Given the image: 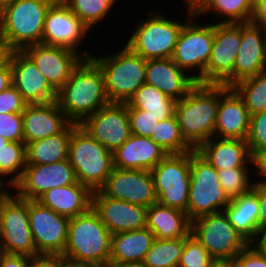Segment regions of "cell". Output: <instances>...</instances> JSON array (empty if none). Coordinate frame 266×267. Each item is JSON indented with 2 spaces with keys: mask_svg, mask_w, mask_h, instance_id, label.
I'll return each mask as SVG.
<instances>
[{
  "mask_svg": "<svg viewBox=\"0 0 266 267\" xmlns=\"http://www.w3.org/2000/svg\"><path fill=\"white\" fill-rule=\"evenodd\" d=\"M30 230L37 255L62 256L67 242L69 218L37 200H28Z\"/></svg>",
  "mask_w": 266,
  "mask_h": 267,
  "instance_id": "5bb4252c",
  "label": "cell"
},
{
  "mask_svg": "<svg viewBox=\"0 0 266 267\" xmlns=\"http://www.w3.org/2000/svg\"><path fill=\"white\" fill-rule=\"evenodd\" d=\"M15 0H0V10L4 7V6H6V5H8V4H10V3H13Z\"/></svg>",
  "mask_w": 266,
  "mask_h": 267,
  "instance_id": "6125c7cd",
  "label": "cell"
},
{
  "mask_svg": "<svg viewBox=\"0 0 266 267\" xmlns=\"http://www.w3.org/2000/svg\"><path fill=\"white\" fill-rule=\"evenodd\" d=\"M241 43V23H214L213 47L205 84L233 86L234 62Z\"/></svg>",
  "mask_w": 266,
  "mask_h": 267,
  "instance_id": "4fadbf2b",
  "label": "cell"
},
{
  "mask_svg": "<svg viewBox=\"0 0 266 267\" xmlns=\"http://www.w3.org/2000/svg\"><path fill=\"white\" fill-rule=\"evenodd\" d=\"M29 256L0 251V267H28Z\"/></svg>",
  "mask_w": 266,
  "mask_h": 267,
  "instance_id": "681fc988",
  "label": "cell"
},
{
  "mask_svg": "<svg viewBox=\"0 0 266 267\" xmlns=\"http://www.w3.org/2000/svg\"><path fill=\"white\" fill-rule=\"evenodd\" d=\"M197 151L217 170L252 166L246 140L212 137Z\"/></svg>",
  "mask_w": 266,
  "mask_h": 267,
  "instance_id": "83f0119b",
  "label": "cell"
},
{
  "mask_svg": "<svg viewBox=\"0 0 266 267\" xmlns=\"http://www.w3.org/2000/svg\"><path fill=\"white\" fill-rule=\"evenodd\" d=\"M151 139L167 154H184L194 150L184 140L175 114L158 123Z\"/></svg>",
  "mask_w": 266,
  "mask_h": 267,
  "instance_id": "74e56055",
  "label": "cell"
},
{
  "mask_svg": "<svg viewBox=\"0 0 266 267\" xmlns=\"http://www.w3.org/2000/svg\"><path fill=\"white\" fill-rule=\"evenodd\" d=\"M266 70V28L241 23V43L234 62L233 85Z\"/></svg>",
  "mask_w": 266,
  "mask_h": 267,
  "instance_id": "7402d4cb",
  "label": "cell"
},
{
  "mask_svg": "<svg viewBox=\"0 0 266 267\" xmlns=\"http://www.w3.org/2000/svg\"><path fill=\"white\" fill-rule=\"evenodd\" d=\"M12 85L27 104L57 100V92L24 51H13L10 58Z\"/></svg>",
  "mask_w": 266,
  "mask_h": 267,
  "instance_id": "ffe728a7",
  "label": "cell"
},
{
  "mask_svg": "<svg viewBox=\"0 0 266 267\" xmlns=\"http://www.w3.org/2000/svg\"><path fill=\"white\" fill-rule=\"evenodd\" d=\"M250 115L243 99L232 87L219 85V106L214 137L246 140Z\"/></svg>",
  "mask_w": 266,
  "mask_h": 267,
  "instance_id": "603a6c76",
  "label": "cell"
},
{
  "mask_svg": "<svg viewBox=\"0 0 266 267\" xmlns=\"http://www.w3.org/2000/svg\"><path fill=\"white\" fill-rule=\"evenodd\" d=\"M0 136L14 142H24L22 113L0 114Z\"/></svg>",
  "mask_w": 266,
  "mask_h": 267,
  "instance_id": "ee69618b",
  "label": "cell"
},
{
  "mask_svg": "<svg viewBox=\"0 0 266 267\" xmlns=\"http://www.w3.org/2000/svg\"><path fill=\"white\" fill-rule=\"evenodd\" d=\"M80 126L112 153L132 134L126 103L110 102L87 117Z\"/></svg>",
  "mask_w": 266,
  "mask_h": 267,
  "instance_id": "2e32d148",
  "label": "cell"
},
{
  "mask_svg": "<svg viewBox=\"0 0 266 267\" xmlns=\"http://www.w3.org/2000/svg\"><path fill=\"white\" fill-rule=\"evenodd\" d=\"M112 154L115 168L149 171L168 155L151 138L134 134Z\"/></svg>",
  "mask_w": 266,
  "mask_h": 267,
  "instance_id": "484cf974",
  "label": "cell"
},
{
  "mask_svg": "<svg viewBox=\"0 0 266 267\" xmlns=\"http://www.w3.org/2000/svg\"><path fill=\"white\" fill-rule=\"evenodd\" d=\"M10 192L0 200V251L37 256L29 224L28 200Z\"/></svg>",
  "mask_w": 266,
  "mask_h": 267,
  "instance_id": "30bf717a",
  "label": "cell"
},
{
  "mask_svg": "<svg viewBox=\"0 0 266 267\" xmlns=\"http://www.w3.org/2000/svg\"><path fill=\"white\" fill-rule=\"evenodd\" d=\"M214 258L205 247L190 234L185 239L184 249L178 267H210Z\"/></svg>",
  "mask_w": 266,
  "mask_h": 267,
  "instance_id": "60d3db41",
  "label": "cell"
},
{
  "mask_svg": "<svg viewBox=\"0 0 266 267\" xmlns=\"http://www.w3.org/2000/svg\"><path fill=\"white\" fill-rule=\"evenodd\" d=\"M203 0H184L187 5L185 8L195 9Z\"/></svg>",
  "mask_w": 266,
  "mask_h": 267,
  "instance_id": "680465c9",
  "label": "cell"
},
{
  "mask_svg": "<svg viewBox=\"0 0 266 267\" xmlns=\"http://www.w3.org/2000/svg\"><path fill=\"white\" fill-rule=\"evenodd\" d=\"M166 17L156 11H150L149 15L147 12L124 45L146 60L172 58L185 22Z\"/></svg>",
  "mask_w": 266,
  "mask_h": 267,
  "instance_id": "ba28073f",
  "label": "cell"
},
{
  "mask_svg": "<svg viewBox=\"0 0 266 267\" xmlns=\"http://www.w3.org/2000/svg\"><path fill=\"white\" fill-rule=\"evenodd\" d=\"M258 206L259 184L254 183L249 192L232 199L224 210L236 231L249 243H252L258 234Z\"/></svg>",
  "mask_w": 266,
  "mask_h": 267,
  "instance_id": "4dcf8cb0",
  "label": "cell"
},
{
  "mask_svg": "<svg viewBox=\"0 0 266 267\" xmlns=\"http://www.w3.org/2000/svg\"><path fill=\"white\" fill-rule=\"evenodd\" d=\"M146 227L158 239H176L191 234V221L187 213L159 202L148 207Z\"/></svg>",
  "mask_w": 266,
  "mask_h": 267,
  "instance_id": "f546056e",
  "label": "cell"
},
{
  "mask_svg": "<svg viewBox=\"0 0 266 267\" xmlns=\"http://www.w3.org/2000/svg\"><path fill=\"white\" fill-rule=\"evenodd\" d=\"M36 64L52 88L58 92L84 57L77 51L45 45H30L23 50Z\"/></svg>",
  "mask_w": 266,
  "mask_h": 267,
  "instance_id": "d6986e66",
  "label": "cell"
},
{
  "mask_svg": "<svg viewBox=\"0 0 266 267\" xmlns=\"http://www.w3.org/2000/svg\"><path fill=\"white\" fill-rule=\"evenodd\" d=\"M90 58L103 73L109 102H128L145 83L147 60L126 45L111 55H92Z\"/></svg>",
  "mask_w": 266,
  "mask_h": 267,
  "instance_id": "5b68a950",
  "label": "cell"
},
{
  "mask_svg": "<svg viewBox=\"0 0 266 267\" xmlns=\"http://www.w3.org/2000/svg\"><path fill=\"white\" fill-rule=\"evenodd\" d=\"M112 233L93 207L69 219L67 242L61 257L106 267L109 264Z\"/></svg>",
  "mask_w": 266,
  "mask_h": 267,
  "instance_id": "3957f363",
  "label": "cell"
},
{
  "mask_svg": "<svg viewBox=\"0 0 266 267\" xmlns=\"http://www.w3.org/2000/svg\"><path fill=\"white\" fill-rule=\"evenodd\" d=\"M13 51L9 43L0 35V68L6 66L10 62Z\"/></svg>",
  "mask_w": 266,
  "mask_h": 267,
  "instance_id": "f5cc1de1",
  "label": "cell"
},
{
  "mask_svg": "<svg viewBox=\"0 0 266 267\" xmlns=\"http://www.w3.org/2000/svg\"><path fill=\"white\" fill-rule=\"evenodd\" d=\"M77 182L74 168L68 159L49 164H26L22 177L13 186L16 195L37 200L46 191Z\"/></svg>",
  "mask_w": 266,
  "mask_h": 267,
  "instance_id": "e0dca14e",
  "label": "cell"
},
{
  "mask_svg": "<svg viewBox=\"0 0 266 267\" xmlns=\"http://www.w3.org/2000/svg\"><path fill=\"white\" fill-rule=\"evenodd\" d=\"M231 202L219 182V175L197 150L190 151V187L187 216L193 220L224 211Z\"/></svg>",
  "mask_w": 266,
  "mask_h": 267,
  "instance_id": "52a82bcc",
  "label": "cell"
},
{
  "mask_svg": "<svg viewBox=\"0 0 266 267\" xmlns=\"http://www.w3.org/2000/svg\"><path fill=\"white\" fill-rule=\"evenodd\" d=\"M252 12L253 0H203L194 9L197 17L216 13L222 20L219 23H247L250 22Z\"/></svg>",
  "mask_w": 266,
  "mask_h": 267,
  "instance_id": "836d02e7",
  "label": "cell"
},
{
  "mask_svg": "<svg viewBox=\"0 0 266 267\" xmlns=\"http://www.w3.org/2000/svg\"><path fill=\"white\" fill-rule=\"evenodd\" d=\"M252 167H256V172L250 174H258L260 180H254L255 184L266 186V150L258 151L252 156ZM261 176V177H260Z\"/></svg>",
  "mask_w": 266,
  "mask_h": 267,
  "instance_id": "7dc6e473",
  "label": "cell"
},
{
  "mask_svg": "<svg viewBox=\"0 0 266 267\" xmlns=\"http://www.w3.org/2000/svg\"><path fill=\"white\" fill-rule=\"evenodd\" d=\"M258 233L266 232V186L259 185Z\"/></svg>",
  "mask_w": 266,
  "mask_h": 267,
  "instance_id": "816d5d0a",
  "label": "cell"
},
{
  "mask_svg": "<svg viewBox=\"0 0 266 267\" xmlns=\"http://www.w3.org/2000/svg\"><path fill=\"white\" fill-rule=\"evenodd\" d=\"M28 267H61V256L37 255L29 257Z\"/></svg>",
  "mask_w": 266,
  "mask_h": 267,
  "instance_id": "c3c4849f",
  "label": "cell"
},
{
  "mask_svg": "<svg viewBox=\"0 0 266 267\" xmlns=\"http://www.w3.org/2000/svg\"><path fill=\"white\" fill-rule=\"evenodd\" d=\"M232 88L243 99L250 116L266 111V70L237 82Z\"/></svg>",
  "mask_w": 266,
  "mask_h": 267,
  "instance_id": "8d00e7d4",
  "label": "cell"
},
{
  "mask_svg": "<svg viewBox=\"0 0 266 267\" xmlns=\"http://www.w3.org/2000/svg\"><path fill=\"white\" fill-rule=\"evenodd\" d=\"M56 0H15L0 10V35L14 51L42 43L43 25Z\"/></svg>",
  "mask_w": 266,
  "mask_h": 267,
  "instance_id": "277c9868",
  "label": "cell"
},
{
  "mask_svg": "<svg viewBox=\"0 0 266 267\" xmlns=\"http://www.w3.org/2000/svg\"><path fill=\"white\" fill-rule=\"evenodd\" d=\"M106 267H144L142 264H108Z\"/></svg>",
  "mask_w": 266,
  "mask_h": 267,
  "instance_id": "94428289",
  "label": "cell"
},
{
  "mask_svg": "<svg viewBox=\"0 0 266 267\" xmlns=\"http://www.w3.org/2000/svg\"><path fill=\"white\" fill-rule=\"evenodd\" d=\"M247 144L251 155L266 150V111L258 112L250 116Z\"/></svg>",
  "mask_w": 266,
  "mask_h": 267,
  "instance_id": "7bdbcfd3",
  "label": "cell"
},
{
  "mask_svg": "<svg viewBox=\"0 0 266 267\" xmlns=\"http://www.w3.org/2000/svg\"><path fill=\"white\" fill-rule=\"evenodd\" d=\"M188 16L175 46L172 60L181 69L190 74L199 84H205V69L209 62L214 39V22L202 24L196 22L193 9L187 8ZM194 69V71H193Z\"/></svg>",
  "mask_w": 266,
  "mask_h": 267,
  "instance_id": "9c48e42d",
  "label": "cell"
},
{
  "mask_svg": "<svg viewBox=\"0 0 266 267\" xmlns=\"http://www.w3.org/2000/svg\"><path fill=\"white\" fill-rule=\"evenodd\" d=\"M155 239L147 227L112 234L109 264H142Z\"/></svg>",
  "mask_w": 266,
  "mask_h": 267,
  "instance_id": "f1b7e54d",
  "label": "cell"
},
{
  "mask_svg": "<svg viewBox=\"0 0 266 267\" xmlns=\"http://www.w3.org/2000/svg\"><path fill=\"white\" fill-rule=\"evenodd\" d=\"M82 22L93 29L97 22L107 17L116 0H62Z\"/></svg>",
  "mask_w": 266,
  "mask_h": 267,
  "instance_id": "f35d334b",
  "label": "cell"
},
{
  "mask_svg": "<svg viewBox=\"0 0 266 267\" xmlns=\"http://www.w3.org/2000/svg\"><path fill=\"white\" fill-rule=\"evenodd\" d=\"M237 267H266V258L249 243L237 256Z\"/></svg>",
  "mask_w": 266,
  "mask_h": 267,
  "instance_id": "bcb514c9",
  "label": "cell"
},
{
  "mask_svg": "<svg viewBox=\"0 0 266 267\" xmlns=\"http://www.w3.org/2000/svg\"><path fill=\"white\" fill-rule=\"evenodd\" d=\"M77 125L71 123L59 134L25 143L26 164H49L68 159L71 133Z\"/></svg>",
  "mask_w": 266,
  "mask_h": 267,
  "instance_id": "1f68e13d",
  "label": "cell"
},
{
  "mask_svg": "<svg viewBox=\"0 0 266 267\" xmlns=\"http://www.w3.org/2000/svg\"><path fill=\"white\" fill-rule=\"evenodd\" d=\"M88 32L90 29L82 20L62 0H56L46 14L42 44L67 48L90 58L92 53L82 52L78 47Z\"/></svg>",
  "mask_w": 266,
  "mask_h": 267,
  "instance_id": "9a60e30c",
  "label": "cell"
},
{
  "mask_svg": "<svg viewBox=\"0 0 266 267\" xmlns=\"http://www.w3.org/2000/svg\"><path fill=\"white\" fill-rule=\"evenodd\" d=\"M26 105L27 103L13 85L0 93V114L23 113Z\"/></svg>",
  "mask_w": 266,
  "mask_h": 267,
  "instance_id": "f6af8a7d",
  "label": "cell"
},
{
  "mask_svg": "<svg viewBox=\"0 0 266 267\" xmlns=\"http://www.w3.org/2000/svg\"><path fill=\"white\" fill-rule=\"evenodd\" d=\"M126 105L146 110L161 122L175 114L176 100L165 95L155 86L144 83L126 102Z\"/></svg>",
  "mask_w": 266,
  "mask_h": 267,
  "instance_id": "d6a6232c",
  "label": "cell"
},
{
  "mask_svg": "<svg viewBox=\"0 0 266 267\" xmlns=\"http://www.w3.org/2000/svg\"><path fill=\"white\" fill-rule=\"evenodd\" d=\"M0 179V200L10 191V187ZM7 189V190H6Z\"/></svg>",
  "mask_w": 266,
  "mask_h": 267,
  "instance_id": "91938a15",
  "label": "cell"
},
{
  "mask_svg": "<svg viewBox=\"0 0 266 267\" xmlns=\"http://www.w3.org/2000/svg\"><path fill=\"white\" fill-rule=\"evenodd\" d=\"M191 234L214 259L235 258L249 244L230 223L225 211L193 220Z\"/></svg>",
  "mask_w": 266,
  "mask_h": 267,
  "instance_id": "7c38bea8",
  "label": "cell"
},
{
  "mask_svg": "<svg viewBox=\"0 0 266 267\" xmlns=\"http://www.w3.org/2000/svg\"><path fill=\"white\" fill-rule=\"evenodd\" d=\"M104 195L134 205L150 207L158 202L154 180L149 170L113 168L99 189Z\"/></svg>",
  "mask_w": 266,
  "mask_h": 267,
  "instance_id": "ac0fdd59",
  "label": "cell"
},
{
  "mask_svg": "<svg viewBox=\"0 0 266 267\" xmlns=\"http://www.w3.org/2000/svg\"><path fill=\"white\" fill-rule=\"evenodd\" d=\"M250 22L266 28V0H253V12Z\"/></svg>",
  "mask_w": 266,
  "mask_h": 267,
  "instance_id": "f907efd6",
  "label": "cell"
},
{
  "mask_svg": "<svg viewBox=\"0 0 266 267\" xmlns=\"http://www.w3.org/2000/svg\"><path fill=\"white\" fill-rule=\"evenodd\" d=\"M252 244L266 258V232L258 233Z\"/></svg>",
  "mask_w": 266,
  "mask_h": 267,
  "instance_id": "11a10c76",
  "label": "cell"
},
{
  "mask_svg": "<svg viewBox=\"0 0 266 267\" xmlns=\"http://www.w3.org/2000/svg\"><path fill=\"white\" fill-rule=\"evenodd\" d=\"M131 133L137 136L151 138L158 125L156 116L149 114L146 110L127 107Z\"/></svg>",
  "mask_w": 266,
  "mask_h": 267,
  "instance_id": "b9f144b4",
  "label": "cell"
},
{
  "mask_svg": "<svg viewBox=\"0 0 266 267\" xmlns=\"http://www.w3.org/2000/svg\"><path fill=\"white\" fill-rule=\"evenodd\" d=\"M150 171L158 202L187 213L190 187V152L168 154Z\"/></svg>",
  "mask_w": 266,
  "mask_h": 267,
  "instance_id": "8fae6325",
  "label": "cell"
},
{
  "mask_svg": "<svg viewBox=\"0 0 266 267\" xmlns=\"http://www.w3.org/2000/svg\"><path fill=\"white\" fill-rule=\"evenodd\" d=\"M68 161L74 168L77 181L93 192L104 185L114 168L112 152L93 139L80 125L71 133Z\"/></svg>",
  "mask_w": 266,
  "mask_h": 267,
  "instance_id": "8992f818",
  "label": "cell"
},
{
  "mask_svg": "<svg viewBox=\"0 0 266 267\" xmlns=\"http://www.w3.org/2000/svg\"><path fill=\"white\" fill-rule=\"evenodd\" d=\"M37 201L67 218L86 213L93 205V191L79 183L46 191Z\"/></svg>",
  "mask_w": 266,
  "mask_h": 267,
  "instance_id": "4316f807",
  "label": "cell"
},
{
  "mask_svg": "<svg viewBox=\"0 0 266 267\" xmlns=\"http://www.w3.org/2000/svg\"><path fill=\"white\" fill-rule=\"evenodd\" d=\"M145 83L177 101L185 97L197 81L179 68L172 58H165L146 61Z\"/></svg>",
  "mask_w": 266,
  "mask_h": 267,
  "instance_id": "d4e9b609",
  "label": "cell"
},
{
  "mask_svg": "<svg viewBox=\"0 0 266 267\" xmlns=\"http://www.w3.org/2000/svg\"><path fill=\"white\" fill-rule=\"evenodd\" d=\"M8 142H10L8 139L0 136V148L4 147Z\"/></svg>",
  "mask_w": 266,
  "mask_h": 267,
  "instance_id": "be15d7a7",
  "label": "cell"
},
{
  "mask_svg": "<svg viewBox=\"0 0 266 267\" xmlns=\"http://www.w3.org/2000/svg\"><path fill=\"white\" fill-rule=\"evenodd\" d=\"M57 103L67 118L80 125L109 102L99 66L84 58L57 92Z\"/></svg>",
  "mask_w": 266,
  "mask_h": 267,
  "instance_id": "6da1fadb",
  "label": "cell"
},
{
  "mask_svg": "<svg viewBox=\"0 0 266 267\" xmlns=\"http://www.w3.org/2000/svg\"><path fill=\"white\" fill-rule=\"evenodd\" d=\"M92 207L112 234L146 228V206L114 199L97 190L93 192Z\"/></svg>",
  "mask_w": 266,
  "mask_h": 267,
  "instance_id": "44dd1931",
  "label": "cell"
},
{
  "mask_svg": "<svg viewBox=\"0 0 266 267\" xmlns=\"http://www.w3.org/2000/svg\"><path fill=\"white\" fill-rule=\"evenodd\" d=\"M12 70L10 62L0 68V93L12 85Z\"/></svg>",
  "mask_w": 266,
  "mask_h": 267,
  "instance_id": "db71d44e",
  "label": "cell"
},
{
  "mask_svg": "<svg viewBox=\"0 0 266 267\" xmlns=\"http://www.w3.org/2000/svg\"><path fill=\"white\" fill-rule=\"evenodd\" d=\"M250 170L249 167L217 170L219 182L230 200L246 194L253 188L252 180L255 178L250 179Z\"/></svg>",
  "mask_w": 266,
  "mask_h": 267,
  "instance_id": "ab89813d",
  "label": "cell"
},
{
  "mask_svg": "<svg viewBox=\"0 0 266 267\" xmlns=\"http://www.w3.org/2000/svg\"><path fill=\"white\" fill-rule=\"evenodd\" d=\"M61 267H100L89 263H78L61 257Z\"/></svg>",
  "mask_w": 266,
  "mask_h": 267,
  "instance_id": "6f0895ef",
  "label": "cell"
},
{
  "mask_svg": "<svg viewBox=\"0 0 266 267\" xmlns=\"http://www.w3.org/2000/svg\"><path fill=\"white\" fill-rule=\"evenodd\" d=\"M22 120L24 143L59 134L72 123L57 101L27 104L22 113Z\"/></svg>",
  "mask_w": 266,
  "mask_h": 267,
  "instance_id": "cb8c5ba5",
  "label": "cell"
},
{
  "mask_svg": "<svg viewBox=\"0 0 266 267\" xmlns=\"http://www.w3.org/2000/svg\"><path fill=\"white\" fill-rule=\"evenodd\" d=\"M210 267H237L236 257L232 259H214Z\"/></svg>",
  "mask_w": 266,
  "mask_h": 267,
  "instance_id": "9f6ffc18",
  "label": "cell"
},
{
  "mask_svg": "<svg viewBox=\"0 0 266 267\" xmlns=\"http://www.w3.org/2000/svg\"><path fill=\"white\" fill-rule=\"evenodd\" d=\"M186 238H156L146 253L142 265L144 267H178Z\"/></svg>",
  "mask_w": 266,
  "mask_h": 267,
  "instance_id": "e575fe53",
  "label": "cell"
},
{
  "mask_svg": "<svg viewBox=\"0 0 266 267\" xmlns=\"http://www.w3.org/2000/svg\"><path fill=\"white\" fill-rule=\"evenodd\" d=\"M25 167L26 153L24 142L10 141L0 148V179L8 187L13 188L20 180Z\"/></svg>",
  "mask_w": 266,
  "mask_h": 267,
  "instance_id": "d590c367",
  "label": "cell"
},
{
  "mask_svg": "<svg viewBox=\"0 0 266 267\" xmlns=\"http://www.w3.org/2000/svg\"><path fill=\"white\" fill-rule=\"evenodd\" d=\"M219 106V85L197 83L176 101L175 116L184 140L197 150L214 137Z\"/></svg>",
  "mask_w": 266,
  "mask_h": 267,
  "instance_id": "7a4b0ae2",
  "label": "cell"
}]
</instances>
